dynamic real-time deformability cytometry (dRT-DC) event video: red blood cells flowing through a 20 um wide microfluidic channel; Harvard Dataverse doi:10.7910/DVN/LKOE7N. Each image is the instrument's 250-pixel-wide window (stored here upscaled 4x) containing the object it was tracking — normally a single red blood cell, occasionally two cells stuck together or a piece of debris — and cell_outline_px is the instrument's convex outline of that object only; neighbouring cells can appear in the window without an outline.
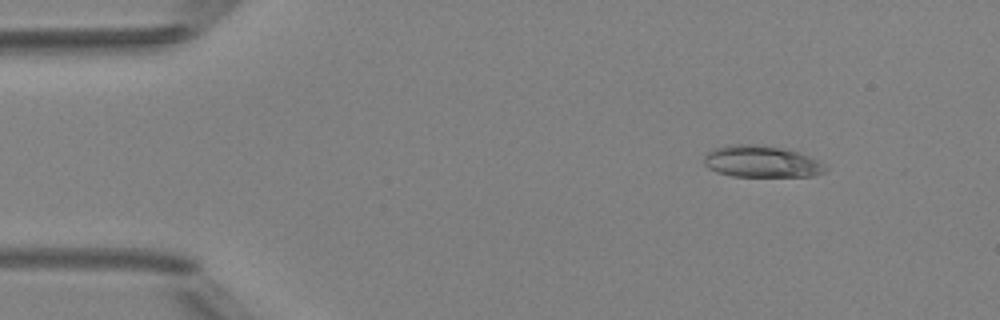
{"species": "Egyptian fruit bat (a non-hibernating species)", "species_latin": "Rousettus aegyptiacus", "temperature_condition": "room temperature", "stored_images_in_passage": 5, "camera_frame_rate_fps": 3000, "um_per_image_px": 0.085, "animal": {"sex": "female"}, "frame": {"image": 1, "passage_image": 2, "time_ms": 1.0, "image_size_px": [1000, 320], "cell_outline_px": [[828, 168], [824, 172], [812, 176], [732, 176], [716, 172], [708, 168], [704, 164], [704, 156], [712, 148], [728, 144], [760, 144], [788, 148], [800, 152], [824, 164]], "centroid_in_image_um": [64.7, 13.71], "position_along_channel_um": 20.3, "area_um2": 22.77}}
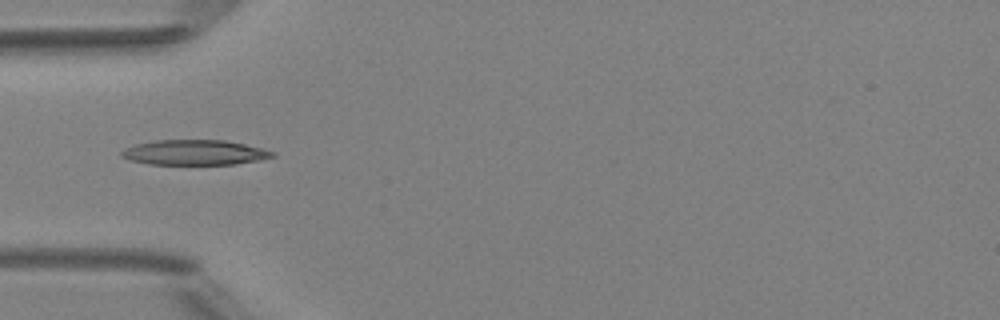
{"frame": {"image": 2, "passage_image": 5, "time_ms": 4.333, "image_size_px": [1000, 320], "cell_outline_px": [[276, 156], [260, 160], [236, 164], [148, 164], [132, 160], [120, 156], [120, 152], [124, 148], [136, 144], [156, 140], [224, 140], [264, 148], [276, 152]], "centroid_in_image_um": [16.58, 12.96], "position_along_channel_um": 68.4, "area_um2": 22.14}}